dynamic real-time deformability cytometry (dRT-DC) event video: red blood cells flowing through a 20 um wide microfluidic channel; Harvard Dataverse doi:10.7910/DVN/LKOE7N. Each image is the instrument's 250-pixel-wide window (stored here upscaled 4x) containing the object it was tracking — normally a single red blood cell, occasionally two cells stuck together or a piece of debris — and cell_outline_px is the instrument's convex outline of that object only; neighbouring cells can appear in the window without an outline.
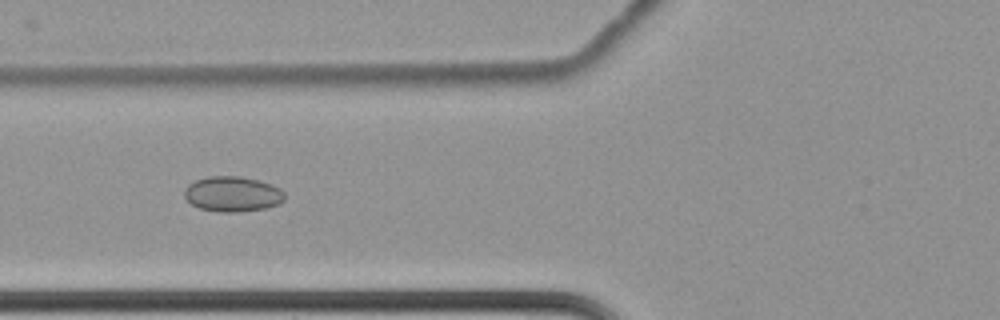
{"species": "common noctule bat (a hibernating species)", "species_latin": "Nyctalus noctula", "temperature_condition": "cold", "stored_images_in_passage": 17, "camera_frame_rate_fps": 3000, "um_per_image_px": 0.085, "animal": {"sex": "female", "body_mass_g": 22.7, "forearm_length_mm": 54.2}, "frame": {"image": 1, "passage_image": 8, "time_ms": 2.333, "image_size_px": [1000, 320], "cell_outline_px": [[284, 200], [276, 204], [264, 208], [236, 212], [220, 212], [200, 208], [192, 204], [184, 196], [184, 192], [188, 184], [196, 180], [208, 176], [240, 176], [272, 184], [280, 188], [284, 192]], "centroid_in_image_um": [19.75, 16.48], "position_along_channel_um": 106.0, "area_um2": 20.4}}
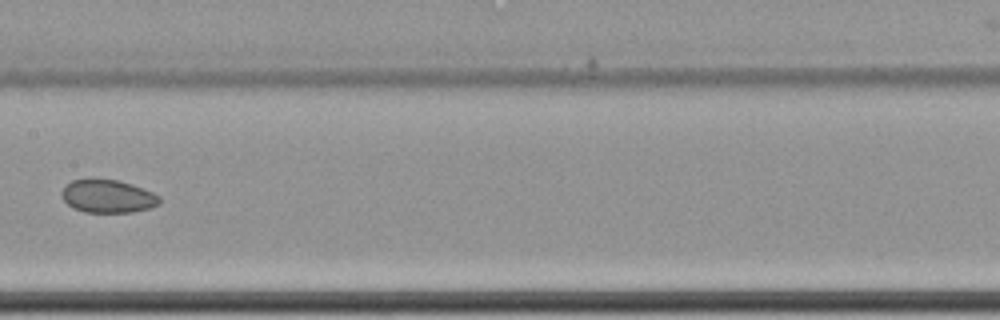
{"frame": {"image": 2, "passage_image": 10, "time_ms": 3.0, "image_size_px": [1000, 320], "cell_outline_px": [[160, 204], [152, 208], [132, 212], [84, 212], [72, 208], [60, 196], [60, 192], [72, 180], [120, 180], [132, 184], [152, 192], [160, 196]], "centroid_in_image_um": [9.18, 16.7], "position_along_channel_um": 198.2, "area_um2": 18.79}}
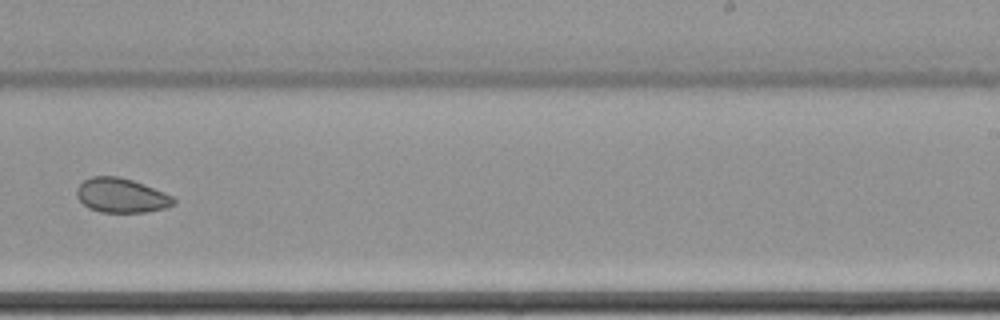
{"frame": {"image": 3, "passage_image": 12, "time_ms": 3.667, "image_size_px": [1000, 320], "cell_outline_px": [[176, 204], [164, 208], [144, 212], [100, 212], [88, 208], [76, 196], [76, 188], [84, 180], [92, 176], [120, 176], [144, 184], [164, 192], [172, 196], [176, 200]], "centroid_in_image_um": [10.3, 16.61], "position_along_channel_um": 278.7, "area_um2": 19.48}}